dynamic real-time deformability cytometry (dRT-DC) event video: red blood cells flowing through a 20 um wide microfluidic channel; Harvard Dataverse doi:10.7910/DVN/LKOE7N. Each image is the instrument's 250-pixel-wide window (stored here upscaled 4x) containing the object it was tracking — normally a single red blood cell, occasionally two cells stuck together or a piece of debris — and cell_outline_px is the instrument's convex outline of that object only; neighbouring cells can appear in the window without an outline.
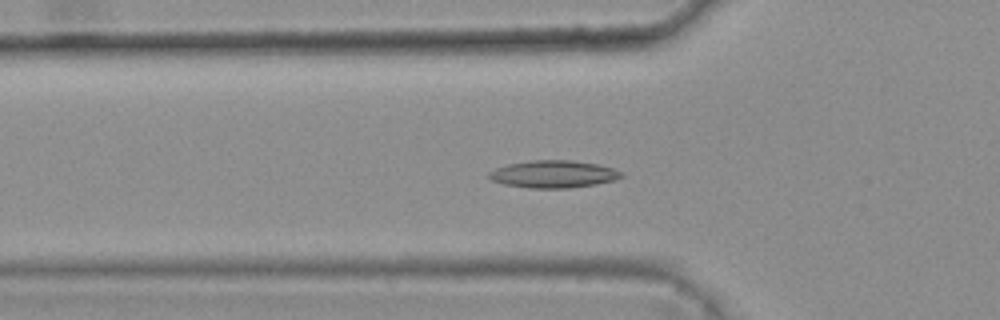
{"species": "common noctule bat (a hibernating species)", "species_latin": "Nyctalus noctula", "temperature_condition": "warm", "stored_images_in_passage": 45, "camera_frame_rate_fps": 3000, "um_per_image_px": 0.085, "animal": {"sex": "female", "body_mass_g": 25.1}, "frame": {"image": 1, "passage_image": 18, "time_ms": 5.667, "image_size_px": [1000, 320], "cell_outline_px": [[624, 176], [616, 180], [596, 184], [568, 188], [528, 188], [504, 184], [492, 180], [484, 176], [488, 172], [496, 168], [508, 164], [532, 160], [572, 160], [600, 164], [624, 172]], "centroid_in_image_um": [47.05, 14.8], "position_along_channel_um": 78.7, "area_um2": 21.39}}
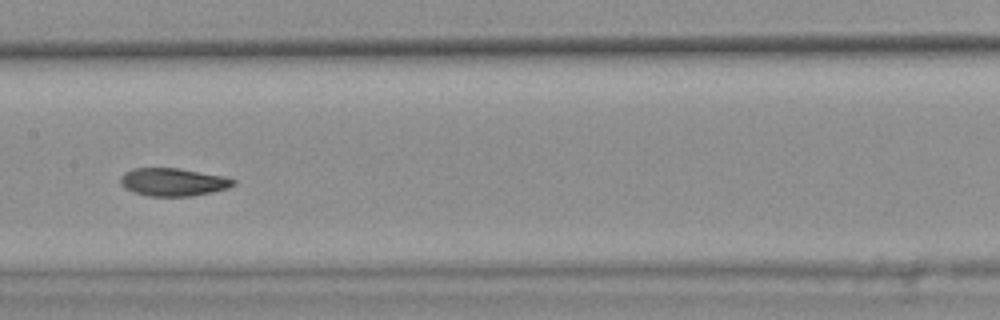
{"frame": {"image": 2, "passage_image": 27, "time_ms": 8.667, "image_size_px": [1000, 320], "cell_outline_px": [[236, 184], [228, 188], [212, 192], [192, 196], [148, 196], [124, 188], [120, 184], [120, 176], [124, 172], [132, 168], [180, 168], [224, 176], [236, 180]], "centroid_in_image_um": [14.71, 15.46], "position_along_channel_um": 192.7, "area_um2": 18.5}}
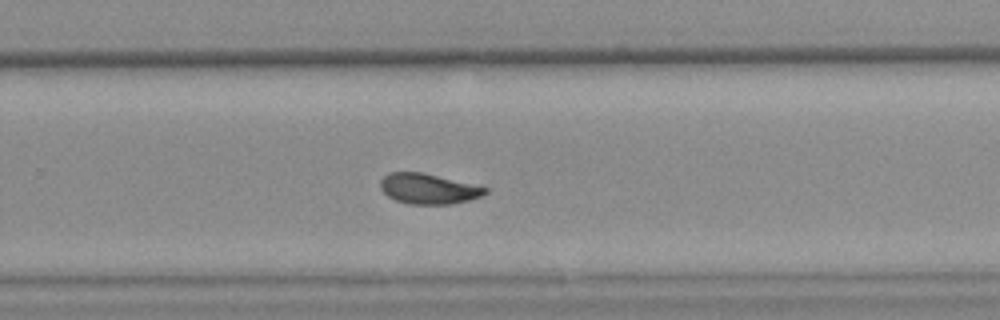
{"frame": {"image": 3, "passage_image": 35, "time_ms": 11.333, "image_size_px": [1000, 320], "cell_outline_px": [[488, 192], [480, 196], [468, 200], [452, 204], [408, 204], [396, 200], [388, 196], [380, 188], [380, 180], [388, 172], [420, 172], [488, 188]], "centroid_in_image_um": [36.37, 16.05], "position_along_channel_um": 293.4, "area_um2": 18.26}, "authors_computed_cell_mechanics": {"area_um2": 19.1318, "velocity_mm_per_s": 3.7979, "shape_relaxation_time_tau1_ms": 6.1082, "shape_relaxation_time_tau2_ms": 2.773, "deformation_change_tau1": 0.1637, "deformation_change_tau2": 0.0807}}